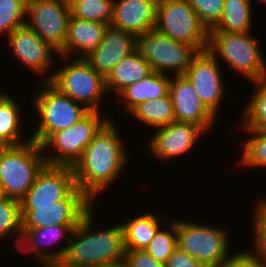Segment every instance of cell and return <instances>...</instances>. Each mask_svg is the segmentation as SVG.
I'll list each match as a JSON object with an SVG mask.
<instances>
[{
  "mask_svg": "<svg viewBox=\"0 0 266 267\" xmlns=\"http://www.w3.org/2000/svg\"><path fill=\"white\" fill-rule=\"evenodd\" d=\"M114 126L113 121L109 120L72 167L76 186L93 203L104 189L115 184L128 163L129 153L118 134L117 126Z\"/></svg>",
  "mask_w": 266,
  "mask_h": 267,
  "instance_id": "6da1fadb",
  "label": "cell"
},
{
  "mask_svg": "<svg viewBox=\"0 0 266 267\" xmlns=\"http://www.w3.org/2000/svg\"><path fill=\"white\" fill-rule=\"evenodd\" d=\"M94 209L93 207L73 229L67 250L57 267H102L124 259L122 224L117 222L118 225L95 230Z\"/></svg>",
  "mask_w": 266,
  "mask_h": 267,
  "instance_id": "7a4b0ae2",
  "label": "cell"
},
{
  "mask_svg": "<svg viewBox=\"0 0 266 267\" xmlns=\"http://www.w3.org/2000/svg\"><path fill=\"white\" fill-rule=\"evenodd\" d=\"M260 45L250 33L209 32L207 51L217 61L223 58L236 73L255 82L266 78V60Z\"/></svg>",
  "mask_w": 266,
  "mask_h": 267,
  "instance_id": "3957f363",
  "label": "cell"
},
{
  "mask_svg": "<svg viewBox=\"0 0 266 267\" xmlns=\"http://www.w3.org/2000/svg\"><path fill=\"white\" fill-rule=\"evenodd\" d=\"M40 90L32 100L39 115V125L30 138L40 146L55 132L71 127L90 110L62 94L49 81H40Z\"/></svg>",
  "mask_w": 266,
  "mask_h": 267,
  "instance_id": "277c9868",
  "label": "cell"
},
{
  "mask_svg": "<svg viewBox=\"0 0 266 267\" xmlns=\"http://www.w3.org/2000/svg\"><path fill=\"white\" fill-rule=\"evenodd\" d=\"M46 164L42 147L35 141L0 147V184L6 196L20 201Z\"/></svg>",
  "mask_w": 266,
  "mask_h": 267,
  "instance_id": "5b68a950",
  "label": "cell"
},
{
  "mask_svg": "<svg viewBox=\"0 0 266 267\" xmlns=\"http://www.w3.org/2000/svg\"><path fill=\"white\" fill-rule=\"evenodd\" d=\"M58 57H61L60 60L65 59L63 61L67 64H62L55 72L52 70L49 82L62 94L83 104L90 111L102 112L100 101L106 93L108 94L106 79L98 74L84 58L74 56L72 59L60 55Z\"/></svg>",
  "mask_w": 266,
  "mask_h": 267,
  "instance_id": "8992f818",
  "label": "cell"
},
{
  "mask_svg": "<svg viewBox=\"0 0 266 267\" xmlns=\"http://www.w3.org/2000/svg\"><path fill=\"white\" fill-rule=\"evenodd\" d=\"M176 229L178 247L203 267H221L231 256L228 229L182 219H176Z\"/></svg>",
  "mask_w": 266,
  "mask_h": 267,
  "instance_id": "52a82bcc",
  "label": "cell"
},
{
  "mask_svg": "<svg viewBox=\"0 0 266 267\" xmlns=\"http://www.w3.org/2000/svg\"><path fill=\"white\" fill-rule=\"evenodd\" d=\"M109 120L110 118L102 115L100 111H89L71 127L53 133L41 145L46 163L73 167L95 135ZM51 148H54L52 151L54 153H50ZM47 150L49 152H46Z\"/></svg>",
  "mask_w": 266,
  "mask_h": 267,
  "instance_id": "ba28073f",
  "label": "cell"
},
{
  "mask_svg": "<svg viewBox=\"0 0 266 267\" xmlns=\"http://www.w3.org/2000/svg\"><path fill=\"white\" fill-rule=\"evenodd\" d=\"M134 51L149 63L153 72L169 76L184 75L198 53L193 46L167 37L155 29L135 35Z\"/></svg>",
  "mask_w": 266,
  "mask_h": 267,
  "instance_id": "9c48e42d",
  "label": "cell"
},
{
  "mask_svg": "<svg viewBox=\"0 0 266 267\" xmlns=\"http://www.w3.org/2000/svg\"><path fill=\"white\" fill-rule=\"evenodd\" d=\"M154 29L198 52L207 50L209 31L188 0H158Z\"/></svg>",
  "mask_w": 266,
  "mask_h": 267,
  "instance_id": "30bf717a",
  "label": "cell"
},
{
  "mask_svg": "<svg viewBox=\"0 0 266 267\" xmlns=\"http://www.w3.org/2000/svg\"><path fill=\"white\" fill-rule=\"evenodd\" d=\"M71 17L69 0H28L25 25L60 51Z\"/></svg>",
  "mask_w": 266,
  "mask_h": 267,
  "instance_id": "8fae6325",
  "label": "cell"
},
{
  "mask_svg": "<svg viewBox=\"0 0 266 267\" xmlns=\"http://www.w3.org/2000/svg\"><path fill=\"white\" fill-rule=\"evenodd\" d=\"M94 204L77 187L66 199L56 201L53 205L36 206V209H21L22 229L78 225L92 207H95Z\"/></svg>",
  "mask_w": 266,
  "mask_h": 267,
  "instance_id": "7c38bea8",
  "label": "cell"
},
{
  "mask_svg": "<svg viewBox=\"0 0 266 267\" xmlns=\"http://www.w3.org/2000/svg\"><path fill=\"white\" fill-rule=\"evenodd\" d=\"M76 188L71 166L46 164L20 200V208L36 209V206L53 205L56 201L66 199Z\"/></svg>",
  "mask_w": 266,
  "mask_h": 267,
  "instance_id": "4fadbf2b",
  "label": "cell"
},
{
  "mask_svg": "<svg viewBox=\"0 0 266 267\" xmlns=\"http://www.w3.org/2000/svg\"><path fill=\"white\" fill-rule=\"evenodd\" d=\"M220 62L207 50L198 52L185 72L205 107L215 116L219 115L225 90ZM219 112V113H218ZM218 113V114H217Z\"/></svg>",
  "mask_w": 266,
  "mask_h": 267,
  "instance_id": "5bb4252c",
  "label": "cell"
},
{
  "mask_svg": "<svg viewBox=\"0 0 266 267\" xmlns=\"http://www.w3.org/2000/svg\"><path fill=\"white\" fill-rule=\"evenodd\" d=\"M76 226L53 225L36 229H22L21 241L16 250L32 254V259L34 258L38 262L39 267H57L67 250L71 233ZM62 240L65 243L64 247H61ZM58 243L61 248L47 249Z\"/></svg>",
  "mask_w": 266,
  "mask_h": 267,
  "instance_id": "9a60e30c",
  "label": "cell"
},
{
  "mask_svg": "<svg viewBox=\"0 0 266 267\" xmlns=\"http://www.w3.org/2000/svg\"><path fill=\"white\" fill-rule=\"evenodd\" d=\"M6 40L10 45L12 55L25 67H28L36 75L43 77L41 81L50 80V69L56 62L54 55H59L51 44L40 38L26 25L11 32ZM57 53V54H56ZM54 62V63H53ZM48 73V75H47Z\"/></svg>",
  "mask_w": 266,
  "mask_h": 267,
  "instance_id": "2e32d148",
  "label": "cell"
},
{
  "mask_svg": "<svg viewBox=\"0 0 266 267\" xmlns=\"http://www.w3.org/2000/svg\"><path fill=\"white\" fill-rule=\"evenodd\" d=\"M204 130L195 124L174 121L156 129L149 138L148 149L158 160L173 161L178 156L188 153L196 145V140Z\"/></svg>",
  "mask_w": 266,
  "mask_h": 267,
  "instance_id": "e0dca14e",
  "label": "cell"
},
{
  "mask_svg": "<svg viewBox=\"0 0 266 267\" xmlns=\"http://www.w3.org/2000/svg\"><path fill=\"white\" fill-rule=\"evenodd\" d=\"M169 95L175 121L200 126L205 133L214 127L216 117L205 107L185 75L170 76Z\"/></svg>",
  "mask_w": 266,
  "mask_h": 267,
  "instance_id": "ac0fdd59",
  "label": "cell"
},
{
  "mask_svg": "<svg viewBox=\"0 0 266 267\" xmlns=\"http://www.w3.org/2000/svg\"><path fill=\"white\" fill-rule=\"evenodd\" d=\"M135 50V35L113 28H106L102 42L84 59L105 79L114 67Z\"/></svg>",
  "mask_w": 266,
  "mask_h": 267,
  "instance_id": "d6986e66",
  "label": "cell"
},
{
  "mask_svg": "<svg viewBox=\"0 0 266 267\" xmlns=\"http://www.w3.org/2000/svg\"><path fill=\"white\" fill-rule=\"evenodd\" d=\"M158 0H114L110 26L133 35L155 27Z\"/></svg>",
  "mask_w": 266,
  "mask_h": 267,
  "instance_id": "ffe728a7",
  "label": "cell"
},
{
  "mask_svg": "<svg viewBox=\"0 0 266 267\" xmlns=\"http://www.w3.org/2000/svg\"><path fill=\"white\" fill-rule=\"evenodd\" d=\"M107 27L108 25L104 23L81 20L71 16L67 38L59 55L72 58V55L76 54V58H84L102 42Z\"/></svg>",
  "mask_w": 266,
  "mask_h": 267,
  "instance_id": "44dd1931",
  "label": "cell"
},
{
  "mask_svg": "<svg viewBox=\"0 0 266 267\" xmlns=\"http://www.w3.org/2000/svg\"><path fill=\"white\" fill-rule=\"evenodd\" d=\"M165 218L167 216L146 211L133 216L132 219L124 220L121 224L124 229L125 250H145L157 231L164 227L163 223L167 222H164Z\"/></svg>",
  "mask_w": 266,
  "mask_h": 267,
  "instance_id": "7402d4cb",
  "label": "cell"
},
{
  "mask_svg": "<svg viewBox=\"0 0 266 267\" xmlns=\"http://www.w3.org/2000/svg\"><path fill=\"white\" fill-rule=\"evenodd\" d=\"M170 76L153 72L146 78L133 83L122 90L117 96L124 103L127 113L139 103L165 97L169 94Z\"/></svg>",
  "mask_w": 266,
  "mask_h": 267,
  "instance_id": "603a6c76",
  "label": "cell"
},
{
  "mask_svg": "<svg viewBox=\"0 0 266 267\" xmlns=\"http://www.w3.org/2000/svg\"><path fill=\"white\" fill-rule=\"evenodd\" d=\"M153 73L149 63L134 51L122 59L106 78L108 94H119L129 85L146 78Z\"/></svg>",
  "mask_w": 266,
  "mask_h": 267,
  "instance_id": "cb8c5ba5",
  "label": "cell"
},
{
  "mask_svg": "<svg viewBox=\"0 0 266 267\" xmlns=\"http://www.w3.org/2000/svg\"><path fill=\"white\" fill-rule=\"evenodd\" d=\"M18 102L10 94L0 92V147L19 146L31 141L22 137L23 115Z\"/></svg>",
  "mask_w": 266,
  "mask_h": 267,
  "instance_id": "d4e9b609",
  "label": "cell"
},
{
  "mask_svg": "<svg viewBox=\"0 0 266 267\" xmlns=\"http://www.w3.org/2000/svg\"><path fill=\"white\" fill-rule=\"evenodd\" d=\"M251 0H224L219 22L209 32L250 33L253 25Z\"/></svg>",
  "mask_w": 266,
  "mask_h": 267,
  "instance_id": "484cf974",
  "label": "cell"
},
{
  "mask_svg": "<svg viewBox=\"0 0 266 267\" xmlns=\"http://www.w3.org/2000/svg\"><path fill=\"white\" fill-rule=\"evenodd\" d=\"M129 114L136 118L139 123H145L148 127H153L154 130L175 121L173 103L169 94L165 97L141 102Z\"/></svg>",
  "mask_w": 266,
  "mask_h": 267,
  "instance_id": "4316f807",
  "label": "cell"
},
{
  "mask_svg": "<svg viewBox=\"0 0 266 267\" xmlns=\"http://www.w3.org/2000/svg\"><path fill=\"white\" fill-rule=\"evenodd\" d=\"M253 83L255 89L241 112V125L243 129L266 130V78Z\"/></svg>",
  "mask_w": 266,
  "mask_h": 267,
  "instance_id": "83f0119b",
  "label": "cell"
},
{
  "mask_svg": "<svg viewBox=\"0 0 266 267\" xmlns=\"http://www.w3.org/2000/svg\"><path fill=\"white\" fill-rule=\"evenodd\" d=\"M114 0H69L71 16L110 25Z\"/></svg>",
  "mask_w": 266,
  "mask_h": 267,
  "instance_id": "f1b7e54d",
  "label": "cell"
},
{
  "mask_svg": "<svg viewBox=\"0 0 266 267\" xmlns=\"http://www.w3.org/2000/svg\"><path fill=\"white\" fill-rule=\"evenodd\" d=\"M244 130L247 132V136L250 135V138L243 140L241 159L236 164L245 168L266 167V130Z\"/></svg>",
  "mask_w": 266,
  "mask_h": 267,
  "instance_id": "f546056e",
  "label": "cell"
},
{
  "mask_svg": "<svg viewBox=\"0 0 266 267\" xmlns=\"http://www.w3.org/2000/svg\"><path fill=\"white\" fill-rule=\"evenodd\" d=\"M10 236H15L14 246L17 248L22 237V217L20 201L13 198L0 202V240Z\"/></svg>",
  "mask_w": 266,
  "mask_h": 267,
  "instance_id": "4dcf8cb0",
  "label": "cell"
},
{
  "mask_svg": "<svg viewBox=\"0 0 266 267\" xmlns=\"http://www.w3.org/2000/svg\"><path fill=\"white\" fill-rule=\"evenodd\" d=\"M169 226L160 228L154 238L145 249L148 254L157 262L166 265L168 258L178 247L176 220H171Z\"/></svg>",
  "mask_w": 266,
  "mask_h": 267,
  "instance_id": "1f68e13d",
  "label": "cell"
},
{
  "mask_svg": "<svg viewBox=\"0 0 266 267\" xmlns=\"http://www.w3.org/2000/svg\"><path fill=\"white\" fill-rule=\"evenodd\" d=\"M28 0H0V36L25 26Z\"/></svg>",
  "mask_w": 266,
  "mask_h": 267,
  "instance_id": "d6a6232c",
  "label": "cell"
},
{
  "mask_svg": "<svg viewBox=\"0 0 266 267\" xmlns=\"http://www.w3.org/2000/svg\"><path fill=\"white\" fill-rule=\"evenodd\" d=\"M253 207L251 228H253L254 241L252 251L257 256L266 260V197L258 198Z\"/></svg>",
  "mask_w": 266,
  "mask_h": 267,
  "instance_id": "836d02e7",
  "label": "cell"
},
{
  "mask_svg": "<svg viewBox=\"0 0 266 267\" xmlns=\"http://www.w3.org/2000/svg\"><path fill=\"white\" fill-rule=\"evenodd\" d=\"M201 23L210 31L221 18L224 0H188Z\"/></svg>",
  "mask_w": 266,
  "mask_h": 267,
  "instance_id": "e575fe53",
  "label": "cell"
},
{
  "mask_svg": "<svg viewBox=\"0 0 266 267\" xmlns=\"http://www.w3.org/2000/svg\"><path fill=\"white\" fill-rule=\"evenodd\" d=\"M235 252L221 267H266V260L257 256L250 250Z\"/></svg>",
  "mask_w": 266,
  "mask_h": 267,
  "instance_id": "d590c367",
  "label": "cell"
},
{
  "mask_svg": "<svg viewBox=\"0 0 266 267\" xmlns=\"http://www.w3.org/2000/svg\"><path fill=\"white\" fill-rule=\"evenodd\" d=\"M124 260L130 267H166L155 261L146 250H125Z\"/></svg>",
  "mask_w": 266,
  "mask_h": 267,
  "instance_id": "8d00e7d4",
  "label": "cell"
},
{
  "mask_svg": "<svg viewBox=\"0 0 266 267\" xmlns=\"http://www.w3.org/2000/svg\"><path fill=\"white\" fill-rule=\"evenodd\" d=\"M166 267H203L196 259L187 252L177 247L168 258Z\"/></svg>",
  "mask_w": 266,
  "mask_h": 267,
  "instance_id": "74e56055",
  "label": "cell"
},
{
  "mask_svg": "<svg viewBox=\"0 0 266 267\" xmlns=\"http://www.w3.org/2000/svg\"><path fill=\"white\" fill-rule=\"evenodd\" d=\"M102 267H130V266H129V264L123 259V260L116 261V262H113V263L105 264V265L102 266Z\"/></svg>",
  "mask_w": 266,
  "mask_h": 267,
  "instance_id": "f35d334b",
  "label": "cell"
},
{
  "mask_svg": "<svg viewBox=\"0 0 266 267\" xmlns=\"http://www.w3.org/2000/svg\"><path fill=\"white\" fill-rule=\"evenodd\" d=\"M8 197L5 194L4 188L2 187V185L0 184V202L7 199Z\"/></svg>",
  "mask_w": 266,
  "mask_h": 267,
  "instance_id": "ab89813d",
  "label": "cell"
},
{
  "mask_svg": "<svg viewBox=\"0 0 266 267\" xmlns=\"http://www.w3.org/2000/svg\"><path fill=\"white\" fill-rule=\"evenodd\" d=\"M251 1H253L254 2V0H251ZM257 1H261V3H264L265 5H266V0H257Z\"/></svg>",
  "mask_w": 266,
  "mask_h": 267,
  "instance_id": "60d3db41",
  "label": "cell"
}]
</instances>
